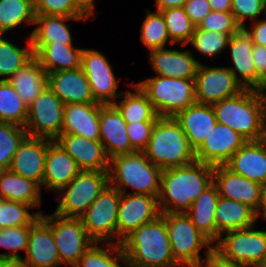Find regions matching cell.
Returning a JSON list of instances; mask_svg holds the SVG:
<instances>
[{"mask_svg":"<svg viewBox=\"0 0 266 267\" xmlns=\"http://www.w3.org/2000/svg\"><path fill=\"white\" fill-rule=\"evenodd\" d=\"M108 185V171L81 170L58 192L59 204L54 213L80 218Z\"/></svg>","mask_w":266,"mask_h":267,"instance_id":"obj_8","label":"cell"},{"mask_svg":"<svg viewBox=\"0 0 266 267\" xmlns=\"http://www.w3.org/2000/svg\"><path fill=\"white\" fill-rule=\"evenodd\" d=\"M156 121H141L127 123V135L131 146L136 151H143L151 137V132Z\"/></svg>","mask_w":266,"mask_h":267,"instance_id":"obj_49","label":"cell"},{"mask_svg":"<svg viewBox=\"0 0 266 267\" xmlns=\"http://www.w3.org/2000/svg\"><path fill=\"white\" fill-rule=\"evenodd\" d=\"M89 17L35 15L34 25L30 34L32 46H45L48 43L73 45L71 31L66 24L69 20H88Z\"/></svg>","mask_w":266,"mask_h":267,"instance_id":"obj_30","label":"cell"},{"mask_svg":"<svg viewBox=\"0 0 266 267\" xmlns=\"http://www.w3.org/2000/svg\"><path fill=\"white\" fill-rule=\"evenodd\" d=\"M174 118L194 150L202 144L217 124L212 105L197 102L179 112Z\"/></svg>","mask_w":266,"mask_h":267,"instance_id":"obj_28","label":"cell"},{"mask_svg":"<svg viewBox=\"0 0 266 267\" xmlns=\"http://www.w3.org/2000/svg\"><path fill=\"white\" fill-rule=\"evenodd\" d=\"M32 225L14 226L0 229V246L9 250L0 254L1 258H22L19 251L27 250Z\"/></svg>","mask_w":266,"mask_h":267,"instance_id":"obj_45","label":"cell"},{"mask_svg":"<svg viewBox=\"0 0 266 267\" xmlns=\"http://www.w3.org/2000/svg\"><path fill=\"white\" fill-rule=\"evenodd\" d=\"M224 165L263 186L266 183V146L259 140L247 141Z\"/></svg>","mask_w":266,"mask_h":267,"instance_id":"obj_26","label":"cell"},{"mask_svg":"<svg viewBox=\"0 0 266 267\" xmlns=\"http://www.w3.org/2000/svg\"><path fill=\"white\" fill-rule=\"evenodd\" d=\"M214 218L218 239L226 232L252 227L258 219L257 212L250 206L220 196Z\"/></svg>","mask_w":266,"mask_h":267,"instance_id":"obj_29","label":"cell"},{"mask_svg":"<svg viewBox=\"0 0 266 267\" xmlns=\"http://www.w3.org/2000/svg\"><path fill=\"white\" fill-rule=\"evenodd\" d=\"M121 245L126 267L180 266L172 256L166 222L161 215L133 230Z\"/></svg>","mask_w":266,"mask_h":267,"instance_id":"obj_2","label":"cell"},{"mask_svg":"<svg viewBox=\"0 0 266 267\" xmlns=\"http://www.w3.org/2000/svg\"><path fill=\"white\" fill-rule=\"evenodd\" d=\"M35 15L88 17L75 0H33Z\"/></svg>","mask_w":266,"mask_h":267,"instance_id":"obj_47","label":"cell"},{"mask_svg":"<svg viewBox=\"0 0 266 267\" xmlns=\"http://www.w3.org/2000/svg\"><path fill=\"white\" fill-rule=\"evenodd\" d=\"M162 171L143 151L118 155L109 162V185L121 193L151 195L158 198ZM128 187L135 192H128Z\"/></svg>","mask_w":266,"mask_h":267,"instance_id":"obj_4","label":"cell"},{"mask_svg":"<svg viewBox=\"0 0 266 267\" xmlns=\"http://www.w3.org/2000/svg\"><path fill=\"white\" fill-rule=\"evenodd\" d=\"M183 8L196 27L212 11L208 0H186Z\"/></svg>","mask_w":266,"mask_h":267,"instance_id":"obj_50","label":"cell"},{"mask_svg":"<svg viewBox=\"0 0 266 267\" xmlns=\"http://www.w3.org/2000/svg\"><path fill=\"white\" fill-rule=\"evenodd\" d=\"M30 209H33L31 205L0 199V229L33 225L41 217L42 211L31 214Z\"/></svg>","mask_w":266,"mask_h":267,"instance_id":"obj_42","label":"cell"},{"mask_svg":"<svg viewBox=\"0 0 266 267\" xmlns=\"http://www.w3.org/2000/svg\"><path fill=\"white\" fill-rule=\"evenodd\" d=\"M213 183L220 197L244 203L258 213L262 202V185L234 173L225 165L214 166Z\"/></svg>","mask_w":266,"mask_h":267,"instance_id":"obj_16","label":"cell"},{"mask_svg":"<svg viewBox=\"0 0 266 267\" xmlns=\"http://www.w3.org/2000/svg\"><path fill=\"white\" fill-rule=\"evenodd\" d=\"M120 195L119 190L108 185L80 217L86 232L94 242L117 244Z\"/></svg>","mask_w":266,"mask_h":267,"instance_id":"obj_11","label":"cell"},{"mask_svg":"<svg viewBox=\"0 0 266 267\" xmlns=\"http://www.w3.org/2000/svg\"><path fill=\"white\" fill-rule=\"evenodd\" d=\"M0 267H29L22 258H1Z\"/></svg>","mask_w":266,"mask_h":267,"instance_id":"obj_56","label":"cell"},{"mask_svg":"<svg viewBox=\"0 0 266 267\" xmlns=\"http://www.w3.org/2000/svg\"><path fill=\"white\" fill-rule=\"evenodd\" d=\"M195 98L200 104L212 105L244 90L228 67L199 64L195 76Z\"/></svg>","mask_w":266,"mask_h":267,"instance_id":"obj_14","label":"cell"},{"mask_svg":"<svg viewBox=\"0 0 266 267\" xmlns=\"http://www.w3.org/2000/svg\"><path fill=\"white\" fill-rule=\"evenodd\" d=\"M7 81L27 106L48 86L47 72L35 57L16 71Z\"/></svg>","mask_w":266,"mask_h":267,"instance_id":"obj_33","label":"cell"},{"mask_svg":"<svg viewBox=\"0 0 266 267\" xmlns=\"http://www.w3.org/2000/svg\"><path fill=\"white\" fill-rule=\"evenodd\" d=\"M26 136L24 126L0 122V170L9 169L14 154Z\"/></svg>","mask_w":266,"mask_h":267,"instance_id":"obj_43","label":"cell"},{"mask_svg":"<svg viewBox=\"0 0 266 267\" xmlns=\"http://www.w3.org/2000/svg\"><path fill=\"white\" fill-rule=\"evenodd\" d=\"M27 44L28 46L19 48L0 34V80L10 78L34 57L30 37Z\"/></svg>","mask_w":266,"mask_h":267,"instance_id":"obj_38","label":"cell"},{"mask_svg":"<svg viewBox=\"0 0 266 267\" xmlns=\"http://www.w3.org/2000/svg\"><path fill=\"white\" fill-rule=\"evenodd\" d=\"M264 102H266V80L263 83L262 88L259 90Z\"/></svg>","mask_w":266,"mask_h":267,"instance_id":"obj_60","label":"cell"},{"mask_svg":"<svg viewBox=\"0 0 266 267\" xmlns=\"http://www.w3.org/2000/svg\"><path fill=\"white\" fill-rule=\"evenodd\" d=\"M160 215L166 222L174 260L181 267H200L213 253V244L196 228L186 213ZM202 248L206 249L205 257L200 256Z\"/></svg>","mask_w":266,"mask_h":267,"instance_id":"obj_6","label":"cell"},{"mask_svg":"<svg viewBox=\"0 0 266 267\" xmlns=\"http://www.w3.org/2000/svg\"><path fill=\"white\" fill-rule=\"evenodd\" d=\"M158 198L151 195L121 193L117 214V244L141 225L160 216Z\"/></svg>","mask_w":266,"mask_h":267,"instance_id":"obj_15","label":"cell"},{"mask_svg":"<svg viewBox=\"0 0 266 267\" xmlns=\"http://www.w3.org/2000/svg\"><path fill=\"white\" fill-rule=\"evenodd\" d=\"M76 5L90 18L94 15L95 0H75Z\"/></svg>","mask_w":266,"mask_h":267,"instance_id":"obj_55","label":"cell"},{"mask_svg":"<svg viewBox=\"0 0 266 267\" xmlns=\"http://www.w3.org/2000/svg\"><path fill=\"white\" fill-rule=\"evenodd\" d=\"M165 20L167 32L170 40L174 44H181L187 46L192 35L195 32L196 26L190 20L183 7H174L160 11Z\"/></svg>","mask_w":266,"mask_h":267,"instance_id":"obj_41","label":"cell"},{"mask_svg":"<svg viewBox=\"0 0 266 267\" xmlns=\"http://www.w3.org/2000/svg\"><path fill=\"white\" fill-rule=\"evenodd\" d=\"M41 218L51 227L62 265L74 267L85 251L95 243L86 232L81 218L62 217L56 213H42Z\"/></svg>","mask_w":266,"mask_h":267,"instance_id":"obj_10","label":"cell"},{"mask_svg":"<svg viewBox=\"0 0 266 267\" xmlns=\"http://www.w3.org/2000/svg\"><path fill=\"white\" fill-rule=\"evenodd\" d=\"M200 267H246V266L223 261L217 255L212 253Z\"/></svg>","mask_w":266,"mask_h":267,"instance_id":"obj_53","label":"cell"},{"mask_svg":"<svg viewBox=\"0 0 266 267\" xmlns=\"http://www.w3.org/2000/svg\"><path fill=\"white\" fill-rule=\"evenodd\" d=\"M48 87L64 104L98 103L82 68L47 73Z\"/></svg>","mask_w":266,"mask_h":267,"instance_id":"obj_24","label":"cell"},{"mask_svg":"<svg viewBox=\"0 0 266 267\" xmlns=\"http://www.w3.org/2000/svg\"><path fill=\"white\" fill-rule=\"evenodd\" d=\"M252 56L256 73L265 81L266 80V46L254 44Z\"/></svg>","mask_w":266,"mask_h":267,"instance_id":"obj_52","label":"cell"},{"mask_svg":"<svg viewBox=\"0 0 266 267\" xmlns=\"http://www.w3.org/2000/svg\"><path fill=\"white\" fill-rule=\"evenodd\" d=\"M50 142L51 140L46 138L27 135L14 154L9 169L15 174L31 179L42 186L45 158Z\"/></svg>","mask_w":266,"mask_h":267,"instance_id":"obj_20","label":"cell"},{"mask_svg":"<svg viewBox=\"0 0 266 267\" xmlns=\"http://www.w3.org/2000/svg\"><path fill=\"white\" fill-rule=\"evenodd\" d=\"M131 88H134V90L130 91L132 90ZM131 88L127 89V91L122 93L118 98L120 102L116 101L113 103L122 114L123 119L127 123L156 121L159 116L156 114L146 93L137 83H132Z\"/></svg>","mask_w":266,"mask_h":267,"instance_id":"obj_35","label":"cell"},{"mask_svg":"<svg viewBox=\"0 0 266 267\" xmlns=\"http://www.w3.org/2000/svg\"><path fill=\"white\" fill-rule=\"evenodd\" d=\"M261 266L266 267V258H265V261L263 262V264Z\"/></svg>","mask_w":266,"mask_h":267,"instance_id":"obj_62","label":"cell"},{"mask_svg":"<svg viewBox=\"0 0 266 267\" xmlns=\"http://www.w3.org/2000/svg\"><path fill=\"white\" fill-rule=\"evenodd\" d=\"M259 141L266 146V102H264V107L262 111L261 134Z\"/></svg>","mask_w":266,"mask_h":267,"instance_id":"obj_58","label":"cell"},{"mask_svg":"<svg viewBox=\"0 0 266 267\" xmlns=\"http://www.w3.org/2000/svg\"><path fill=\"white\" fill-rule=\"evenodd\" d=\"M244 27L245 32L250 36L254 44L260 46H266V20H256L253 21L251 28Z\"/></svg>","mask_w":266,"mask_h":267,"instance_id":"obj_51","label":"cell"},{"mask_svg":"<svg viewBox=\"0 0 266 267\" xmlns=\"http://www.w3.org/2000/svg\"><path fill=\"white\" fill-rule=\"evenodd\" d=\"M34 57L47 73L62 70H75L81 67L82 48L74 45L48 43L45 46H32Z\"/></svg>","mask_w":266,"mask_h":267,"instance_id":"obj_31","label":"cell"},{"mask_svg":"<svg viewBox=\"0 0 266 267\" xmlns=\"http://www.w3.org/2000/svg\"><path fill=\"white\" fill-rule=\"evenodd\" d=\"M260 216L264 218V220H266V183L263 185L262 202H261L260 209L257 213L258 219Z\"/></svg>","mask_w":266,"mask_h":267,"instance_id":"obj_59","label":"cell"},{"mask_svg":"<svg viewBox=\"0 0 266 267\" xmlns=\"http://www.w3.org/2000/svg\"><path fill=\"white\" fill-rule=\"evenodd\" d=\"M81 171L76 161L56 142L48 144L41 189L59 192Z\"/></svg>","mask_w":266,"mask_h":267,"instance_id":"obj_25","label":"cell"},{"mask_svg":"<svg viewBox=\"0 0 266 267\" xmlns=\"http://www.w3.org/2000/svg\"><path fill=\"white\" fill-rule=\"evenodd\" d=\"M98 244L93 243L74 267H122L119 262L126 266V257L121 244L102 243L103 246Z\"/></svg>","mask_w":266,"mask_h":267,"instance_id":"obj_36","label":"cell"},{"mask_svg":"<svg viewBox=\"0 0 266 267\" xmlns=\"http://www.w3.org/2000/svg\"><path fill=\"white\" fill-rule=\"evenodd\" d=\"M137 84L148 96L158 116L175 117L196 102L194 79L156 75Z\"/></svg>","mask_w":266,"mask_h":267,"instance_id":"obj_7","label":"cell"},{"mask_svg":"<svg viewBox=\"0 0 266 267\" xmlns=\"http://www.w3.org/2000/svg\"><path fill=\"white\" fill-rule=\"evenodd\" d=\"M229 39L230 37L227 34L216 31H204L196 27L194 34L187 44H191L201 55L214 58L228 48Z\"/></svg>","mask_w":266,"mask_h":267,"instance_id":"obj_44","label":"cell"},{"mask_svg":"<svg viewBox=\"0 0 266 267\" xmlns=\"http://www.w3.org/2000/svg\"><path fill=\"white\" fill-rule=\"evenodd\" d=\"M140 39L149 51L164 48L167 43L174 45L168 35L162 13L160 11L151 12L148 8L142 22Z\"/></svg>","mask_w":266,"mask_h":267,"instance_id":"obj_40","label":"cell"},{"mask_svg":"<svg viewBox=\"0 0 266 267\" xmlns=\"http://www.w3.org/2000/svg\"><path fill=\"white\" fill-rule=\"evenodd\" d=\"M263 14H264V17H265V20H266V2H265V8H264Z\"/></svg>","mask_w":266,"mask_h":267,"instance_id":"obj_61","label":"cell"},{"mask_svg":"<svg viewBox=\"0 0 266 267\" xmlns=\"http://www.w3.org/2000/svg\"><path fill=\"white\" fill-rule=\"evenodd\" d=\"M200 63L190 50H172L164 47L149 51V64L159 76L195 79Z\"/></svg>","mask_w":266,"mask_h":267,"instance_id":"obj_23","label":"cell"},{"mask_svg":"<svg viewBox=\"0 0 266 267\" xmlns=\"http://www.w3.org/2000/svg\"><path fill=\"white\" fill-rule=\"evenodd\" d=\"M41 192V186L35 181L15 174L10 169L0 170V199L38 208L42 204Z\"/></svg>","mask_w":266,"mask_h":267,"instance_id":"obj_34","label":"cell"},{"mask_svg":"<svg viewBox=\"0 0 266 267\" xmlns=\"http://www.w3.org/2000/svg\"><path fill=\"white\" fill-rule=\"evenodd\" d=\"M266 0H231V12L241 28L247 27L246 19L252 22L264 12Z\"/></svg>","mask_w":266,"mask_h":267,"instance_id":"obj_48","label":"cell"},{"mask_svg":"<svg viewBox=\"0 0 266 267\" xmlns=\"http://www.w3.org/2000/svg\"><path fill=\"white\" fill-rule=\"evenodd\" d=\"M143 152L162 170L185 166L196 160L195 150L174 117H158Z\"/></svg>","mask_w":266,"mask_h":267,"instance_id":"obj_3","label":"cell"},{"mask_svg":"<svg viewBox=\"0 0 266 267\" xmlns=\"http://www.w3.org/2000/svg\"><path fill=\"white\" fill-rule=\"evenodd\" d=\"M23 260L29 267H60L51 227L40 217L30 228Z\"/></svg>","mask_w":266,"mask_h":267,"instance_id":"obj_22","label":"cell"},{"mask_svg":"<svg viewBox=\"0 0 266 267\" xmlns=\"http://www.w3.org/2000/svg\"><path fill=\"white\" fill-rule=\"evenodd\" d=\"M81 68L88 79L94 100L107 105L113 104L122 95L118 80L105 55L93 49H83Z\"/></svg>","mask_w":266,"mask_h":267,"instance_id":"obj_13","label":"cell"},{"mask_svg":"<svg viewBox=\"0 0 266 267\" xmlns=\"http://www.w3.org/2000/svg\"><path fill=\"white\" fill-rule=\"evenodd\" d=\"M33 0H0V34L19 27L23 23L34 25Z\"/></svg>","mask_w":266,"mask_h":267,"instance_id":"obj_37","label":"cell"},{"mask_svg":"<svg viewBox=\"0 0 266 267\" xmlns=\"http://www.w3.org/2000/svg\"><path fill=\"white\" fill-rule=\"evenodd\" d=\"M100 103H72L64 105L61 134H74L100 141Z\"/></svg>","mask_w":266,"mask_h":267,"instance_id":"obj_27","label":"cell"},{"mask_svg":"<svg viewBox=\"0 0 266 267\" xmlns=\"http://www.w3.org/2000/svg\"><path fill=\"white\" fill-rule=\"evenodd\" d=\"M64 103L47 86L27 107L24 128L28 136L55 141L62 133Z\"/></svg>","mask_w":266,"mask_h":267,"instance_id":"obj_12","label":"cell"},{"mask_svg":"<svg viewBox=\"0 0 266 267\" xmlns=\"http://www.w3.org/2000/svg\"><path fill=\"white\" fill-rule=\"evenodd\" d=\"M247 141L225 124L217 123L195 150L196 161L212 166L224 165Z\"/></svg>","mask_w":266,"mask_h":267,"instance_id":"obj_17","label":"cell"},{"mask_svg":"<svg viewBox=\"0 0 266 267\" xmlns=\"http://www.w3.org/2000/svg\"><path fill=\"white\" fill-rule=\"evenodd\" d=\"M232 60L229 70L244 89L260 90L264 80L256 73L252 50L254 43L250 36L242 28L238 33L230 37L228 46Z\"/></svg>","mask_w":266,"mask_h":267,"instance_id":"obj_18","label":"cell"},{"mask_svg":"<svg viewBox=\"0 0 266 267\" xmlns=\"http://www.w3.org/2000/svg\"><path fill=\"white\" fill-rule=\"evenodd\" d=\"M219 194L214 183L192 203L186 214L196 228L214 245L218 241V231L215 225V209Z\"/></svg>","mask_w":266,"mask_h":267,"instance_id":"obj_32","label":"cell"},{"mask_svg":"<svg viewBox=\"0 0 266 267\" xmlns=\"http://www.w3.org/2000/svg\"><path fill=\"white\" fill-rule=\"evenodd\" d=\"M55 141L76 161L81 170H109L110 159L100 141L74 134H61Z\"/></svg>","mask_w":266,"mask_h":267,"instance_id":"obj_21","label":"cell"},{"mask_svg":"<svg viewBox=\"0 0 266 267\" xmlns=\"http://www.w3.org/2000/svg\"><path fill=\"white\" fill-rule=\"evenodd\" d=\"M27 105L7 80H0V122L24 126Z\"/></svg>","mask_w":266,"mask_h":267,"instance_id":"obj_39","label":"cell"},{"mask_svg":"<svg viewBox=\"0 0 266 267\" xmlns=\"http://www.w3.org/2000/svg\"><path fill=\"white\" fill-rule=\"evenodd\" d=\"M212 11H231V0H208Z\"/></svg>","mask_w":266,"mask_h":267,"instance_id":"obj_57","label":"cell"},{"mask_svg":"<svg viewBox=\"0 0 266 267\" xmlns=\"http://www.w3.org/2000/svg\"><path fill=\"white\" fill-rule=\"evenodd\" d=\"M217 123L236 131L246 141H257L261 134L264 101L258 90L244 89L239 94L212 104Z\"/></svg>","mask_w":266,"mask_h":267,"instance_id":"obj_5","label":"cell"},{"mask_svg":"<svg viewBox=\"0 0 266 267\" xmlns=\"http://www.w3.org/2000/svg\"><path fill=\"white\" fill-rule=\"evenodd\" d=\"M214 166L194 161L162 171L158 207L161 214L186 213L192 203L213 183Z\"/></svg>","mask_w":266,"mask_h":267,"instance_id":"obj_1","label":"cell"},{"mask_svg":"<svg viewBox=\"0 0 266 267\" xmlns=\"http://www.w3.org/2000/svg\"><path fill=\"white\" fill-rule=\"evenodd\" d=\"M246 267H262V266H246Z\"/></svg>","mask_w":266,"mask_h":267,"instance_id":"obj_63","label":"cell"},{"mask_svg":"<svg viewBox=\"0 0 266 267\" xmlns=\"http://www.w3.org/2000/svg\"><path fill=\"white\" fill-rule=\"evenodd\" d=\"M126 128L127 122L113 104L104 105L100 103V142L104 146L109 159L136 151L131 146Z\"/></svg>","mask_w":266,"mask_h":267,"instance_id":"obj_19","label":"cell"},{"mask_svg":"<svg viewBox=\"0 0 266 267\" xmlns=\"http://www.w3.org/2000/svg\"><path fill=\"white\" fill-rule=\"evenodd\" d=\"M197 28L204 31L221 32L229 37L242 29L231 11H211L198 24Z\"/></svg>","mask_w":266,"mask_h":267,"instance_id":"obj_46","label":"cell"},{"mask_svg":"<svg viewBox=\"0 0 266 267\" xmlns=\"http://www.w3.org/2000/svg\"><path fill=\"white\" fill-rule=\"evenodd\" d=\"M186 0H156L157 11L174 7H183Z\"/></svg>","mask_w":266,"mask_h":267,"instance_id":"obj_54","label":"cell"},{"mask_svg":"<svg viewBox=\"0 0 266 267\" xmlns=\"http://www.w3.org/2000/svg\"><path fill=\"white\" fill-rule=\"evenodd\" d=\"M213 253L229 263L261 266L266 258V231L252 226L226 232L213 245Z\"/></svg>","mask_w":266,"mask_h":267,"instance_id":"obj_9","label":"cell"}]
</instances>
